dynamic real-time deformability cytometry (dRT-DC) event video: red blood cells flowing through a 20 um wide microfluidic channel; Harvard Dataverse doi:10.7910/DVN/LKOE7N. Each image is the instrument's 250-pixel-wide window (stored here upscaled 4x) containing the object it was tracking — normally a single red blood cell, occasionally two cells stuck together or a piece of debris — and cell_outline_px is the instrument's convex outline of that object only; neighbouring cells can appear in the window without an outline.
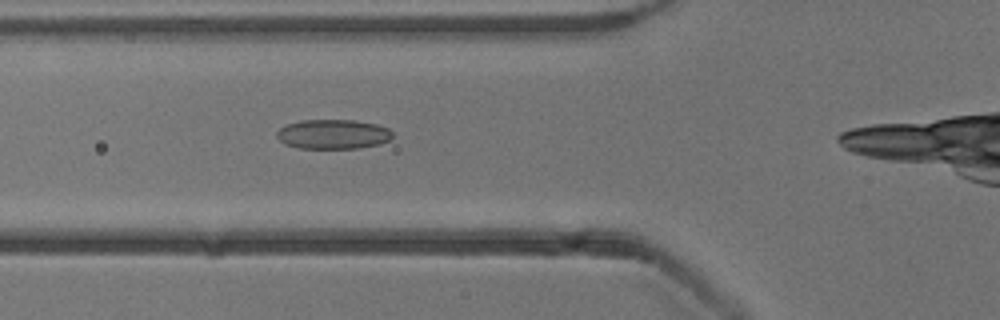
{"species": "common noctule bat (a hibernating species)", "species_latin": "Nyctalus noctula", "temperature_condition": "cold", "stored_images_in_passage": 4, "camera_frame_rate_fps": 3000, "um_per_image_px": 0.085, "animal": {"sex": "male", "body_mass_g": 13.3}, "frame": {"image": 1, "passage_image": 3, "time_ms": 2.333, "image_size_px": [1000, 320], "cell_outline_px": [[392, 140], [380, 144], [360, 148], [300, 148], [284, 144], [276, 136], [276, 132], [280, 128], [288, 124], [300, 120], [356, 120], [376, 124], [388, 128], [392, 132]], "centroid_in_image_um": [28.33, 11.41], "position_along_channel_um": 97.5, "area_um2": 20.06}}